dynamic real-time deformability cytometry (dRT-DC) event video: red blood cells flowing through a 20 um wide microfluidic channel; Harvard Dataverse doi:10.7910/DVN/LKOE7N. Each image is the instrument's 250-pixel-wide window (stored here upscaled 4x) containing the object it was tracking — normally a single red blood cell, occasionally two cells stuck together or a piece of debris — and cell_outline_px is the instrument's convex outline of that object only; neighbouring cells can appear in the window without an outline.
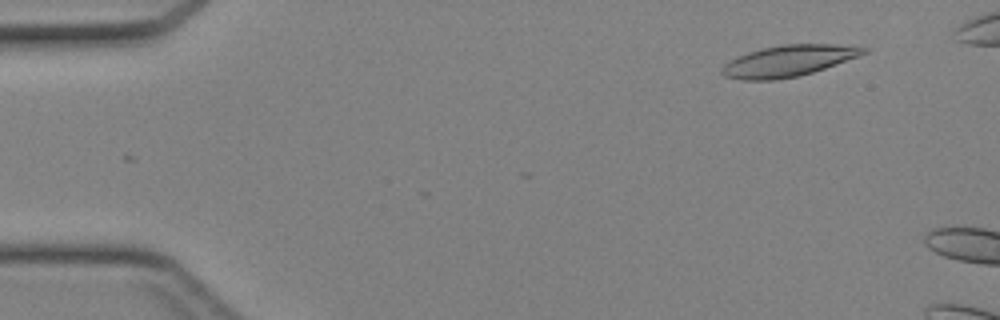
{"species": "Egyptian fruit bat (a non-hibernating species)", "species_latin": "Rousettus aegyptiacus", "temperature_condition": "cold", "stored_images_in_passage": 7, "camera_frame_rate_fps": 3000, "um_per_image_px": 0.085, "animal": {"sex": "female"}, "frame": {"image": 1, "passage_image": 4, "time_ms": 1.0, "image_size_px": [1000, 320], "cell_outline_px": [[868, 52], [860, 56], [800, 76], [776, 80], [740, 80], [724, 76], [720, 72], [720, 68], [724, 64], [748, 52], [780, 44], [832, 44], [868, 48]], "centroid_in_image_um": [67.0, 5.18], "position_along_channel_um": 18.0, "area_um2": 25.66}}